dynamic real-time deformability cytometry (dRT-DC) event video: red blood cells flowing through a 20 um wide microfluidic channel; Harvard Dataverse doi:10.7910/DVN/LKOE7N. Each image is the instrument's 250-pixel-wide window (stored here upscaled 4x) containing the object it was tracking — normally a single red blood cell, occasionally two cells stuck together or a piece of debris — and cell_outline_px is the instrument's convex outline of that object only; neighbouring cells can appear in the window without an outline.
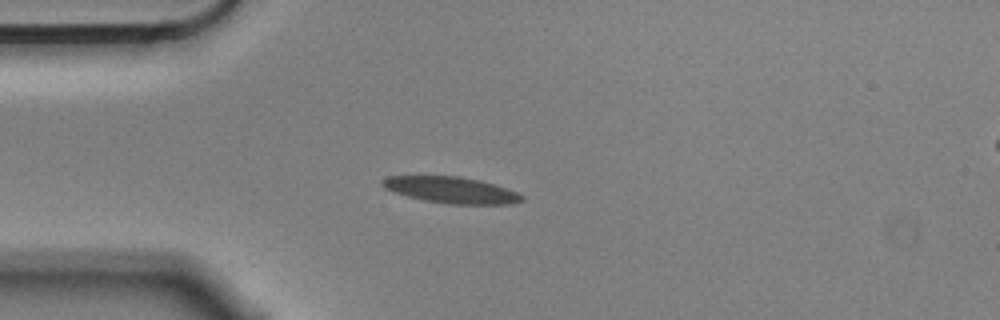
{"species": "Egyptian fruit bat (a non-hibernating species)", "species_latin": "Rousettus aegyptiacus", "temperature_condition": "cold", "stored_images_in_passage": 4, "camera_frame_rate_fps": 3000, "um_per_image_px": 0.085, "animal": {"sex": "male"}, "frame": {"image": 1, "passage_image": 4, "time_ms": 1.0, "image_size_px": [1000, 320], "cell_outline_px": [[524, 200], [512, 204], [448, 204], [424, 200], [408, 196], [384, 188], [380, 184], [380, 180], [388, 176], [460, 176], [480, 180], [516, 192], [524, 196]], "centroid_in_image_um": [38.33, 16.15], "position_along_channel_um": 46.7, "area_um2": 21.27}}